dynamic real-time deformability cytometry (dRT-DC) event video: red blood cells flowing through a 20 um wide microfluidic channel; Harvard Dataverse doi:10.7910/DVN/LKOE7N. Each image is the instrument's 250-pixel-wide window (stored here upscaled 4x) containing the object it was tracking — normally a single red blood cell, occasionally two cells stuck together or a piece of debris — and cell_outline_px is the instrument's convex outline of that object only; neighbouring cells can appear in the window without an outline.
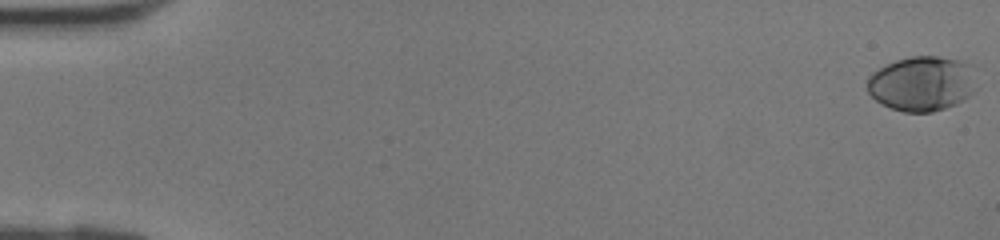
{"species": "human", "species_latin": "Homo sapiens", "temperature_condition": "room temperature", "stored_images_in_passage": 36, "camera_frame_rate_fps": 3000, "um_per_image_px": 0.085, "donor": {"sex": "female"}, "frame": {"image": 1, "passage_image": 1, "time_ms": 0.0, "image_size_px": [1000, 240], "cell_outline_px": [[976, 88], [964, 100], [956, 104], [932, 112], [904, 112], [892, 108], [876, 100], [868, 92], [868, 76], [872, 72], [896, 60], [912, 56], [940, 56], [960, 60], [964, 64]], "centroid_in_image_um": [78.3, 7.12], "position_along_channel_um": 6.7, "area_um2": 34.16}}
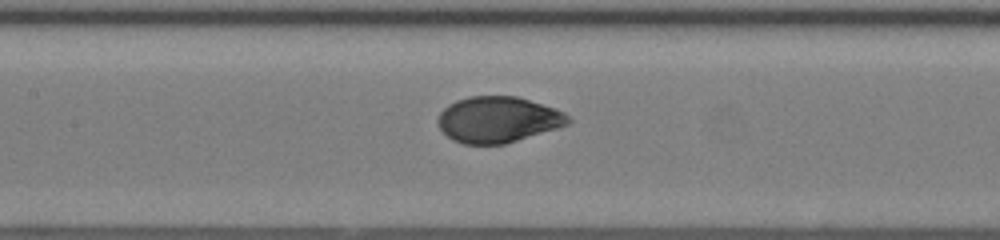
{"frame": {"image": 2, "passage_image": 21, "time_ms": 6.667, "image_size_px": [1000, 240], "cell_outline_px": [[572, 120], [568, 124], [556, 128], [504, 144], [464, 144], [452, 140], [440, 128], [436, 120], [440, 112], [448, 104], [456, 100], [468, 96], [516, 96], [556, 108], [564, 112]], "centroid_in_image_um": [42.3, 10.15], "position_along_channel_um": 165.1, "area_um2": 34.85}}
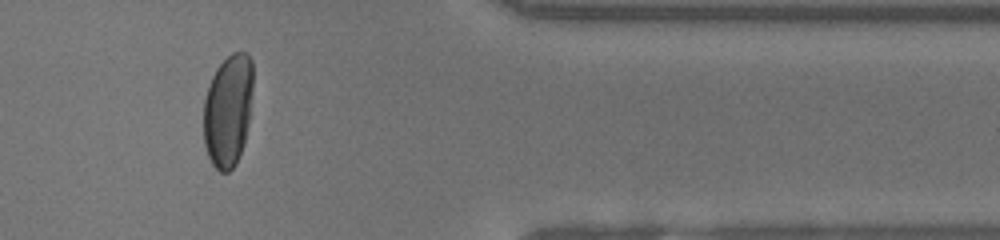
{"frame": {"image": 3, "passage_image": 36, "time_ms": 11.667, "image_size_px": [1000, 240], "cell_outline_px": [[252, 88], [248, 124], [244, 144], [236, 164], [228, 172], [220, 172], [212, 164], [208, 156], [204, 144], [204, 100], [212, 76], [216, 68], [232, 52], [248, 52], [252, 60]], "centroid_in_image_um": [19.38, 9.39], "position_along_channel_um": 392.0, "area_um2": 32.43}}